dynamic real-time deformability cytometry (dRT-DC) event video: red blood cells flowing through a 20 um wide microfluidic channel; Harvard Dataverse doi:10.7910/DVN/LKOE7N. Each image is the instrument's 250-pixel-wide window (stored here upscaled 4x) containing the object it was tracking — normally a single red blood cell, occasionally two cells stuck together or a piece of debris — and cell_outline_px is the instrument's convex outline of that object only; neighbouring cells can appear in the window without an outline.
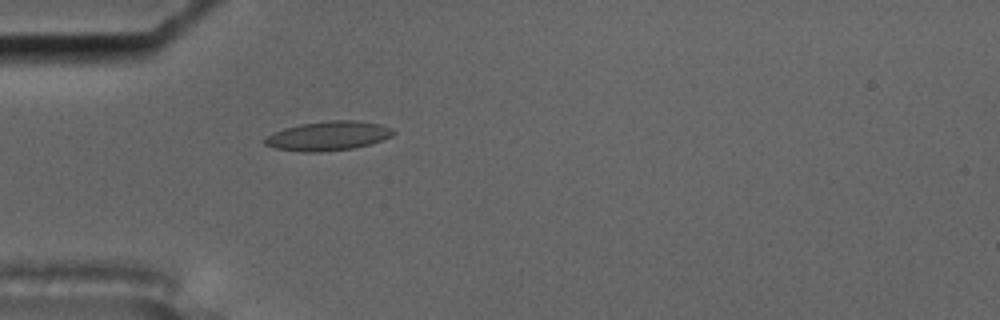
{"species": "common noctule bat (a hibernating species)", "species_latin": "Nyctalus noctula", "temperature_condition": "cold", "stored_images_in_passage": 57, "camera_frame_rate_fps": 3000, "um_per_image_px": 0.085, "animal": {"sex": "male", "body_mass_g": 17.5, "forearm_length_mm": 52.3}, "frame": {"image": 1, "passage_image": 17, "time_ms": 5.333, "image_size_px": [1000, 320], "cell_outline_px": [[396, 132], [392, 136], [368, 144], [352, 148], [320, 152], [300, 152], [276, 148], [264, 144], [264, 140], [272, 132], [284, 128], [300, 124], [328, 120], [356, 120], [380, 124], [392, 128]], "centroid_in_image_um": [27.88, 11.54], "position_along_channel_um": 57.1, "area_um2": 21.85}, "authors_computed_cell_mechanics": {"area_um2": 20.5768, "velocity_mm_per_s": 3.5367, "shape_relaxation_time_tau1_ms": null, "shape_relaxation_time_tau2_ms": 1.2834, "deformation_change_tau1": null, "deformation_change_tau2": 0.0767}}